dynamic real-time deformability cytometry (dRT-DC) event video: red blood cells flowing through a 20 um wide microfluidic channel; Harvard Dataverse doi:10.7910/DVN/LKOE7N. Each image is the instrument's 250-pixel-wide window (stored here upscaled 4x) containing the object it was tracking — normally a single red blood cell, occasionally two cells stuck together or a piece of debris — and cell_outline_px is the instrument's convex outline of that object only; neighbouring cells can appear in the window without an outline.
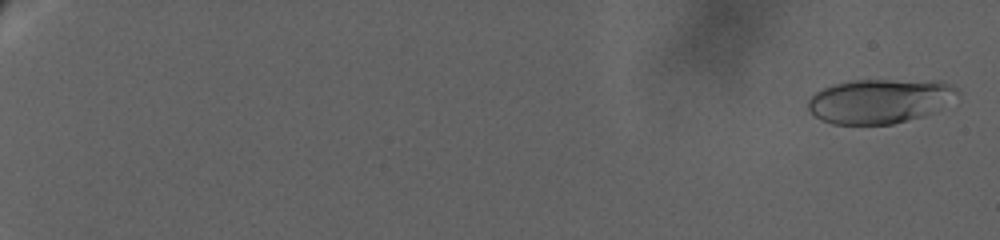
{"species": "human", "species_latin": "Homo sapiens", "temperature_condition": "warm", "stored_images_in_passage": 22, "camera_frame_rate_fps": 3000, "um_per_image_px": 0.085, "donor": {"sex": "female"}, "frame": {"image": 1, "passage_image": 1, "time_ms": 0.0, "image_size_px": [1000, 240], "cell_outline_px": [[960, 92], [932, 112], [924, 116], [892, 124], [832, 124], [820, 120], [808, 108], [808, 100], [816, 92], [832, 84], [856, 80], [940, 80], [956, 88]], "centroid_in_image_um": [74.74, 8.58], "position_along_channel_um": 10.3, "area_um2": 38.38}}
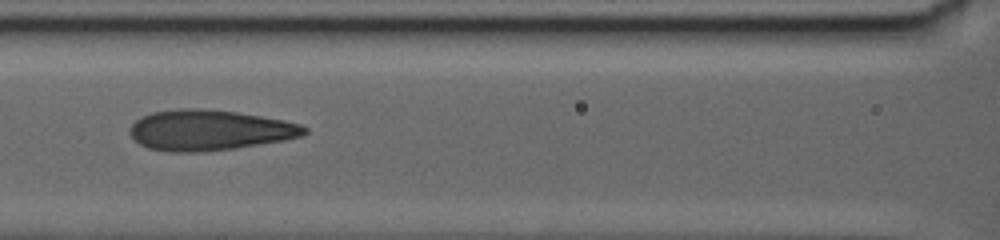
{"frame": {"image": 2, "passage_image": 16, "time_ms": 13.0, "image_size_px": [1000, 240], "cell_outline_px": [[308, 132], [300, 136], [284, 140], [236, 148], [200, 152], [168, 152], [148, 148], [140, 144], [128, 132], [128, 128], [140, 116], [152, 112], [180, 108], [200, 108], [236, 112], [284, 120], [300, 124], [308, 128]], "centroid_in_image_um": [17.77, 11.06], "position_along_channel_um": 148.8, "area_um2": 41.33}}
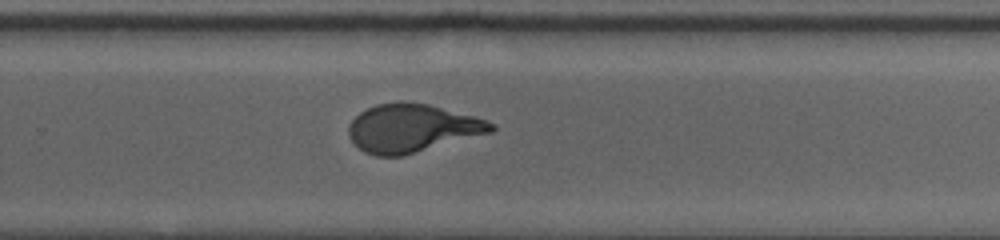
{"frame": {"image": 3, "passage_image": 22, "time_ms": 18.0, "image_size_px": [1000, 240], "cell_outline_px": [[496, 128], [492, 132], [404, 156], [376, 156], [364, 152], [352, 140], [348, 132], [348, 128], [352, 120], [360, 112], [376, 104], [400, 100], [428, 104], [472, 116], [496, 124]], "centroid_in_image_um": [35.02, 10.89], "position_along_channel_um": 294.8, "area_um2": 39.94}}